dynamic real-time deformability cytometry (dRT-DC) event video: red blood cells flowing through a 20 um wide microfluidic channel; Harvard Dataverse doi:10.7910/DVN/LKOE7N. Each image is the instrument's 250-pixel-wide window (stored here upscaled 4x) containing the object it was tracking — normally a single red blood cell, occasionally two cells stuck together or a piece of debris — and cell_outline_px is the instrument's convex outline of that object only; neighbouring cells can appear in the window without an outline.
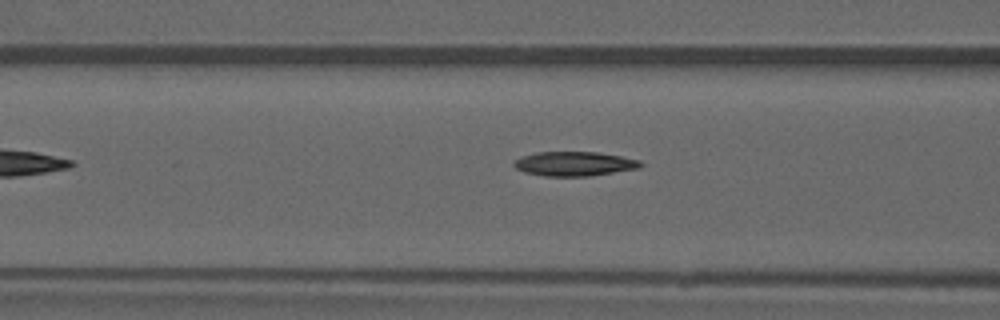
{"species": "common noctule bat (a hibernating species)", "species_latin": "Nyctalus noctula", "temperature_condition": "warm", "stored_images_in_passage": 3, "camera_frame_rate_fps": 3000, "um_per_image_px": 0.085, "animal": {"sex": "male", "forearm_length_mm": 52.5}, "frame": {"image": 1, "passage_image": 3, "time_ms": 2.333, "image_size_px": [1000, 320], "cell_outline_px": [[644, 164], [640, 168], [588, 176], [544, 176], [524, 172], [516, 168], [512, 164], [520, 156], [536, 152], [596, 152], [620, 156], [640, 160]], "centroid_in_image_um": [48.81, 13.92], "position_along_channel_um": 117.8, "area_um2": 17.98}}